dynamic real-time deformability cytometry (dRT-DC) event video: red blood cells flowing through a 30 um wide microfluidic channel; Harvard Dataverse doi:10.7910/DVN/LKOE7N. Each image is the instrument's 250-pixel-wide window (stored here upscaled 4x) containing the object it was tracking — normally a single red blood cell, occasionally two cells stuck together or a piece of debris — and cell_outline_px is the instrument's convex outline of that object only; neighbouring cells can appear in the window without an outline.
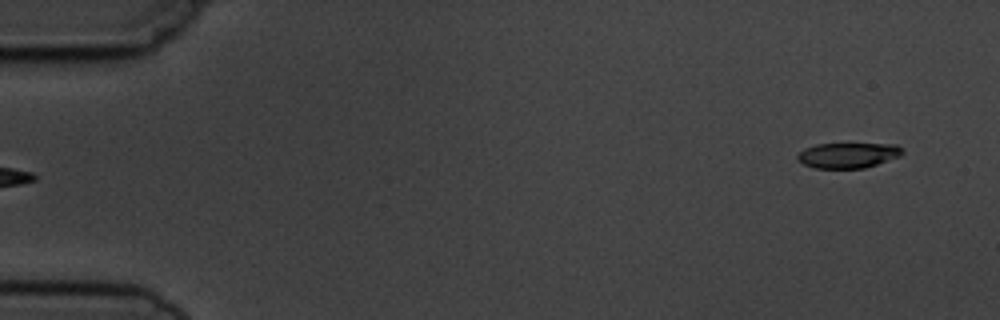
{"species": "common noctule bat (a hibernating species)", "species_latin": "Nyctalus noctula", "temperature_condition": "cold", "stored_images_in_passage": 4, "segment_of_instrument_passage": [2, 2], "camera_frame_rate_fps": 3000, "um_per_image_px": 0.085, "animal": {"sex": "male", "body_mass_g": 19.5, "forearm_length_mm": 54.6}, "frame": {"image": 1, "passage_image": 4, "time_ms": 3.667, "image_size_px": [1000, 320], "cell_outline_px": [[904, 152], [900, 156], [864, 168], [812, 168], [796, 160], [796, 156], [804, 148], [816, 144], [896, 144]], "centroid_in_image_um": [72.04, 13.2], "position_along_channel_um": 13.0, "area_um2": 15.43}}